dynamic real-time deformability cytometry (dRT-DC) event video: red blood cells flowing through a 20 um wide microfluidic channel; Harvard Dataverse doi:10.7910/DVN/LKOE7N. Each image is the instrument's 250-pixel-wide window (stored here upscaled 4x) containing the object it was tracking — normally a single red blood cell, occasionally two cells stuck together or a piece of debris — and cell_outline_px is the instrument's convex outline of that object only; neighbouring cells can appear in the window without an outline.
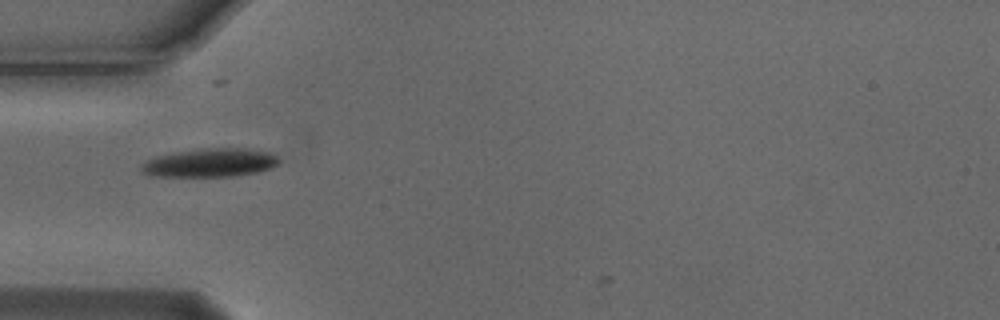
{"species": "Egyptian fruit bat (a non-hibernating species)", "species_latin": "Rousettus aegyptiacus", "temperature_condition": "cold", "stored_images_in_passage": 2, "camera_frame_rate_fps": 3000, "um_per_image_px": 0.085, "animal": {"sex": "male"}, "frame": {"image": 1, "passage_image": 1, "time_ms": 0.0, "image_size_px": [1000, 320], "cell_outline_px": [[280, 160], [272, 168], [256, 172], [232, 176], [156, 176], [144, 172], [140, 168], [148, 160], [156, 156], [172, 152], [196, 148], [248, 148], [272, 152]], "centroid_in_image_um": [17.9, 13.81], "position_along_channel_um": 67.1, "area_um2": 22.89}}